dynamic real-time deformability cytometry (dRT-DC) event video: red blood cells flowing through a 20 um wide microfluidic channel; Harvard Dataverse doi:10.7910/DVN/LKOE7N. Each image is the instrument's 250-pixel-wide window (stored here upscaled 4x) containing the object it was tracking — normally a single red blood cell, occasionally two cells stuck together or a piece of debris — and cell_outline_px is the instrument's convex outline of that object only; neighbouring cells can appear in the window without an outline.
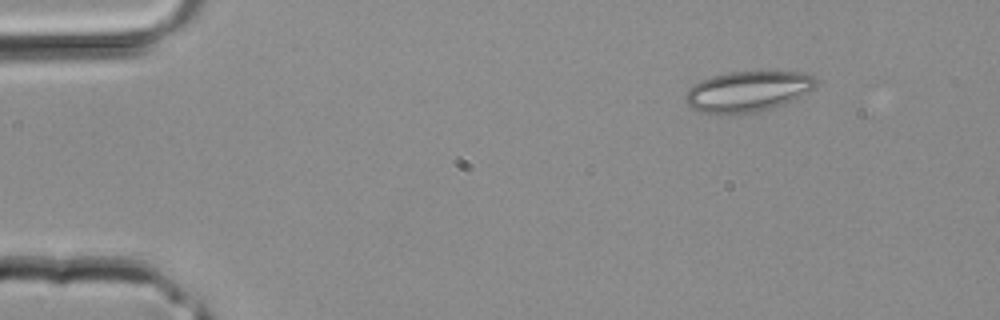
{"species": "common noctule bat (a hibernating species)", "species_latin": "Nyctalus noctula", "temperature_condition": "room temperature", "stored_images_in_passage": 2, "camera_frame_rate_fps": 3000, "um_per_image_px": 0.085, "animal": {"sex": "male", "body_mass_g": 20.4}, "frame": {"image": 1, "passage_image": 2, "time_ms": 0.333, "image_size_px": [1000, 320], "cell_outline_px": [[820, 80], [812, 88], [792, 100], [784, 104], [772, 108], [756, 112], [720, 116], [700, 112], [692, 108], [684, 100], [684, 96], [688, 88], [692, 84], [700, 80], [712, 76], [728, 72], [804, 72]], "centroid_in_image_um": [63.48, 7.79], "position_along_channel_um": 21.5, "area_um2": 31.21}}